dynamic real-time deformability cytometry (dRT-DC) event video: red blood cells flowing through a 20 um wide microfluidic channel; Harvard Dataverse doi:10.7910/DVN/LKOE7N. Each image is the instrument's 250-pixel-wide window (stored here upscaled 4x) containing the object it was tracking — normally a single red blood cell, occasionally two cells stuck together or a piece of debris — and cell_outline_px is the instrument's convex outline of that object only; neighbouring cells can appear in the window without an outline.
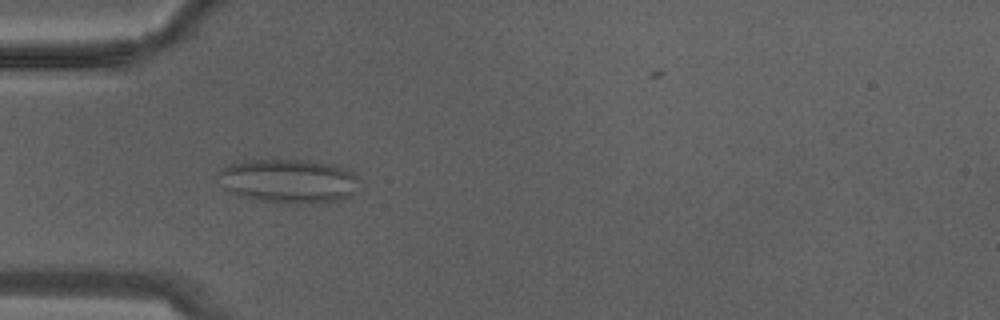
{"species": "Egyptian fruit bat (a non-hibernating species)", "species_latin": "Rousettus aegyptiacus", "temperature_condition": "warm", "stored_images_in_passage": 12, "camera_frame_rate_fps": 3000, "um_per_image_px": 0.085, "animal": {"sex": "male"}, "frame": {"image": 1, "passage_image": 3, "time_ms": 0.667, "image_size_px": [1000, 320], "cell_outline_px": [[356, 176], [352, 196], [344, 200], [320, 204], [292, 204], [256, 200], [240, 196], [224, 188], [216, 176], [216, 172], [232, 164], [244, 160], [316, 160], [336, 164], [352, 172]], "centroid_in_image_um": [24.53, 15.4], "position_along_channel_um": 60.5, "area_um2": 36.7}}
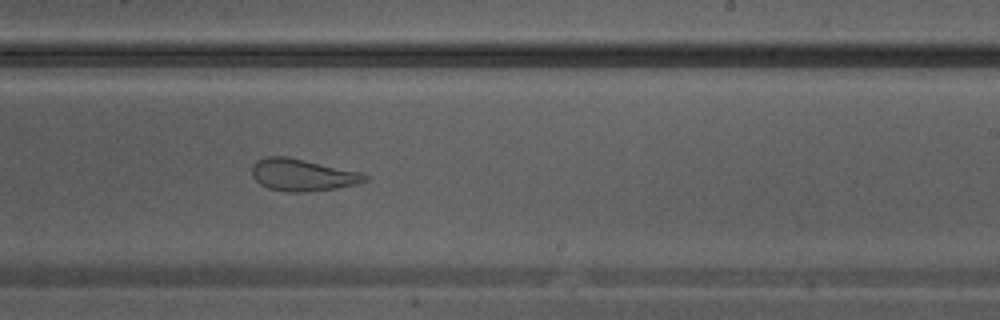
{"frame": {"image": 2, "passage_image": 12, "time_ms": 3.667, "image_size_px": [1000, 320], "cell_outline_px": [[368, 180], [356, 184], [336, 188], [304, 192], [288, 192], [268, 188], [260, 184], [252, 176], [252, 164], [256, 160], [264, 156], [288, 156], [360, 172], [368, 176]], "centroid_in_image_um": [25.67, 14.86], "position_along_channel_um": 263.3, "area_um2": 21.15}}